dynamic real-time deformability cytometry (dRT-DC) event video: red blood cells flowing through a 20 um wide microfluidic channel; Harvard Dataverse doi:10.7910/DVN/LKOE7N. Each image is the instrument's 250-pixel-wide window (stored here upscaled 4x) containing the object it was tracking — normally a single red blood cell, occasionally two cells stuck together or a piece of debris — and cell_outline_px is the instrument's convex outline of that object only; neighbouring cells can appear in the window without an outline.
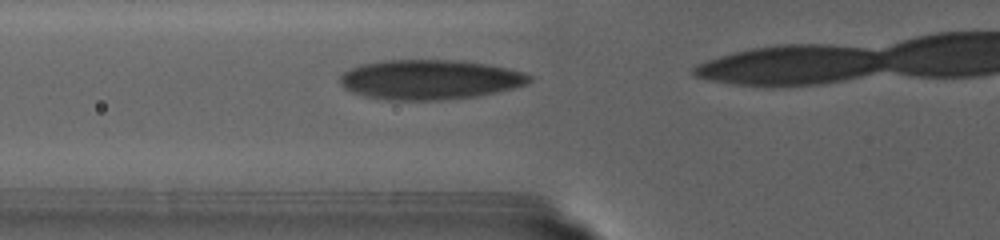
{"species": "human", "species_latin": "Homo sapiens", "temperature_condition": "warm", "stored_images_in_passage": 11, "camera_frame_rate_fps": 3000, "um_per_image_px": 0.085, "donor": {"sex": "female"}, "frame": {"image": 1, "passage_image": 4, "time_ms": 1.0, "image_size_px": [1000, 240], "cell_outline_px": [[532, 80], [528, 84], [496, 92], [476, 96], [436, 100], [388, 100], [368, 96], [352, 92], [344, 88], [340, 84], [340, 76], [344, 72], [360, 64], [388, 60], [460, 60], [488, 64], [508, 68], [524, 72], [532, 76]], "centroid_in_image_um": [36.56, 6.76], "position_along_channel_um": 89.2, "area_um2": 43.81}}
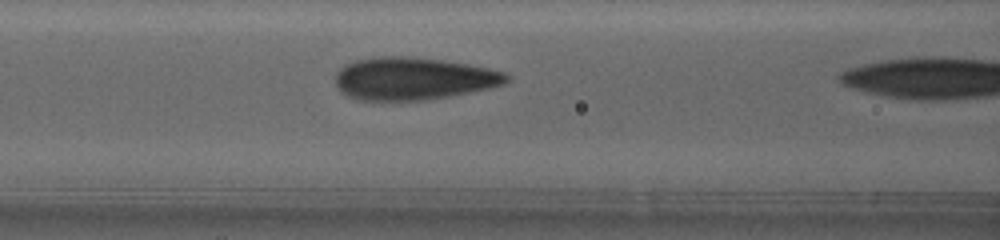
{"frame": {"image": 2, "passage_image": 10, "time_ms": 3.0, "image_size_px": [1000, 240], "cell_outline_px": [[508, 80], [504, 84], [488, 88], [448, 96], [424, 100], [360, 100], [348, 96], [340, 92], [336, 84], [336, 72], [344, 64], [356, 60], [380, 56], [412, 56], [444, 60], [468, 64], [488, 68], [504, 72], [508, 76]], "centroid_in_image_um": [35.09, 6.67], "position_along_channel_um": 131.5, "area_um2": 42.37}}